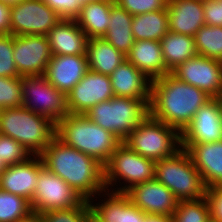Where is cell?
Returning a JSON list of instances; mask_svg holds the SVG:
<instances>
[{
  "instance_id": "cell-1",
  "label": "cell",
  "mask_w": 222,
  "mask_h": 222,
  "mask_svg": "<svg viewBox=\"0 0 222 222\" xmlns=\"http://www.w3.org/2000/svg\"><path fill=\"white\" fill-rule=\"evenodd\" d=\"M210 99L204 91L169 73L152 80L149 115L181 134L198 109Z\"/></svg>"
},
{
  "instance_id": "cell-2",
  "label": "cell",
  "mask_w": 222,
  "mask_h": 222,
  "mask_svg": "<svg viewBox=\"0 0 222 222\" xmlns=\"http://www.w3.org/2000/svg\"><path fill=\"white\" fill-rule=\"evenodd\" d=\"M44 166L63 179L85 200L105 191L104 166L95 158L55 137L40 154Z\"/></svg>"
},
{
  "instance_id": "cell-3",
  "label": "cell",
  "mask_w": 222,
  "mask_h": 222,
  "mask_svg": "<svg viewBox=\"0 0 222 222\" xmlns=\"http://www.w3.org/2000/svg\"><path fill=\"white\" fill-rule=\"evenodd\" d=\"M56 137L64 144L95 158L103 166L122 143L84 114H67L56 123Z\"/></svg>"
},
{
  "instance_id": "cell-4",
  "label": "cell",
  "mask_w": 222,
  "mask_h": 222,
  "mask_svg": "<svg viewBox=\"0 0 222 222\" xmlns=\"http://www.w3.org/2000/svg\"><path fill=\"white\" fill-rule=\"evenodd\" d=\"M0 133L40 155L56 137V123L24 107L0 110Z\"/></svg>"
},
{
  "instance_id": "cell-5",
  "label": "cell",
  "mask_w": 222,
  "mask_h": 222,
  "mask_svg": "<svg viewBox=\"0 0 222 222\" xmlns=\"http://www.w3.org/2000/svg\"><path fill=\"white\" fill-rule=\"evenodd\" d=\"M154 178L171 190L179 201L205 197L206 186L185 148L155 161Z\"/></svg>"
},
{
  "instance_id": "cell-6",
  "label": "cell",
  "mask_w": 222,
  "mask_h": 222,
  "mask_svg": "<svg viewBox=\"0 0 222 222\" xmlns=\"http://www.w3.org/2000/svg\"><path fill=\"white\" fill-rule=\"evenodd\" d=\"M149 104L150 100L114 96L93 106L85 116L123 141L149 115Z\"/></svg>"
},
{
  "instance_id": "cell-7",
  "label": "cell",
  "mask_w": 222,
  "mask_h": 222,
  "mask_svg": "<svg viewBox=\"0 0 222 222\" xmlns=\"http://www.w3.org/2000/svg\"><path fill=\"white\" fill-rule=\"evenodd\" d=\"M122 143L143 157L158 161L172 156L180 149L181 134L170 125L148 115Z\"/></svg>"
},
{
  "instance_id": "cell-8",
  "label": "cell",
  "mask_w": 222,
  "mask_h": 222,
  "mask_svg": "<svg viewBox=\"0 0 222 222\" xmlns=\"http://www.w3.org/2000/svg\"><path fill=\"white\" fill-rule=\"evenodd\" d=\"M155 161L145 158L121 143L104 165V183L106 189L120 177L129 185L115 192L126 193L137 184L154 179ZM117 178V179H116ZM120 189V190H119Z\"/></svg>"
},
{
  "instance_id": "cell-9",
  "label": "cell",
  "mask_w": 222,
  "mask_h": 222,
  "mask_svg": "<svg viewBox=\"0 0 222 222\" xmlns=\"http://www.w3.org/2000/svg\"><path fill=\"white\" fill-rule=\"evenodd\" d=\"M22 92L24 108L54 123L69 114L66 94L56 89L44 75L22 77Z\"/></svg>"
},
{
  "instance_id": "cell-10",
  "label": "cell",
  "mask_w": 222,
  "mask_h": 222,
  "mask_svg": "<svg viewBox=\"0 0 222 222\" xmlns=\"http://www.w3.org/2000/svg\"><path fill=\"white\" fill-rule=\"evenodd\" d=\"M85 199L63 179L45 166L40 170L38 183L31 200V209L37 214L79 206Z\"/></svg>"
},
{
  "instance_id": "cell-11",
  "label": "cell",
  "mask_w": 222,
  "mask_h": 222,
  "mask_svg": "<svg viewBox=\"0 0 222 222\" xmlns=\"http://www.w3.org/2000/svg\"><path fill=\"white\" fill-rule=\"evenodd\" d=\"M61 19L42 0H22L11 6V34L47 35Z\"/></svg>"
},
{
  "instance_id": "cell-12",
  "label": "cell",
  "mask_w": 222,
  "mask_h": 222,
  "mask_svg": "<svg viewBox=\"0 0 222 222\" xmlns=\"http://www.w3.org/2000/svg\"><path fill=\"white\" fill-rule=\"evenodd\" d=\"M176 78L204 91L211 98L222 92V62L197 55L171 72Z\"/></svg>"
},
{
  "instance_id": "cell-13",
  "label": "cell",
  "mask_w": 222,
  "mask_h": 222,
  "mask_svg": "<svg viewBox=\"0 0 222 222\" xmlns=\"http://www.w3.org/2000/svg\"><path fill=\"white\" fill-rule=\"evenodd\" d=\"M51 58L46 35L14 36L13 59L20 77L44 75Z\"/></svg>"
},
{
  "instance_id": "cell-14",
  "label": "cell",
  "mask_w": 222,
  "mask_h": 222,
  "mask_svg": "<svg viewBox=\"0 0 222 222\" xmlns=\"http://www.w3.org/2000/svg\"><path fill=\"white\" fill-rule=\"evenodd\" d=\"M70 114H86L98 103L114 97L110 76L88 70L66 95Z\"/></svg>"
},
{
  "instance_id": "cell-15",
  "label": "cell",
  "mask_w": 222,
  "mask_h": 222,
  "mask_svg": "<svg viewBox=\"0 0 222 222\" xmlns=\"http://www.w3.org/2000/svg\"><path fill=\"white\" fill-rule=\"evenodd\" d=\"M222 140V107L211 98L193 116L181 133V143H212Z\"/></svg>"
},
{
  "instance_id": "cell-16",
  "label": "cell",
  "mask_w": 222,
  "mask_h": 222,
  "mask_svg": "<svg viewBox=\"0 0 222 222\" xmlns=\"http://www.w3.org/2000/svg\"><path fill=\"white\" fill-rule=\"evenodd\" d=\"M130 201L147 215L171 217L179 200L155 178L133 186L126 192Z\"/></svg>"
},
{
  "instance_id": "cell-17",
  "label": "cell",
  "mask_w": 222,
  "mask_h": 222,
  "mask_svg": "<svg viewBox=\"0 0 222 222\" xmlns=\"http://www.w3.org/2000/svg\"><path fill=\"white\" fill-rule=\"evenodd\" d=\"M43 167L40 155L5 167L0 174V189L21 196L31 203Z\"/></svg>"
},
{
  "instance_id": "cell-18",
  "label": "cell",
  "mask_w": 222,
  "mask_h": 222,
  "mask_svg": "<svg viewBox=\"0 0 222 222\" xmlns=\"http://www.w3.org/2000/svg\"><path fill=\"white\" fill-rule=\"evenodd\" d=\"M88 70L87 55H52L44 76L56 89L67 95Z\"/></svg>"
},
{
  "instance_id": "cell-19",
  "label": "cell",
  "mask_w": 222,
  "mask_h": 222,
  "mask_svg": "<svg viewBox=\"0 0 222 222\" xmlns=\"http://www.w3.org/2000/svg\"><path fill=\"white\" fill-rule=\"evenodd\" d=\"M200 172L206 187L222 186V140L212 143H181Z\"/></svg>"
},
{
  "instance_id": "cell-20",
  "label": "cell",
  "mask_w": 222,
  "mask_h": 222,
  "mask_svg": "<svg viewBox=\"0 0 222 222\" xmlns=\"http://www.w3.org/2000/svg\"><path fill=\"white\" fill-rule=\"evenodd\" d=\"M110 79L114 96L151 99L152 80L127 59L111 73Z\"/></svg>"
},
{
  "instance_id": "cell-21",
  "label": "cell",
  "mask_w": 222,
  "mask_h": 222,
  "mask_svg": "<svg viewBox=\"0 0 222 222\" xmlns=\"http://www.w3.org/2000/svg\"><path fill=\"white\" fill-rule=\"evenodd\" d=\"M46 36L52 55H86L88 37L75 19L62 18Z\"/></svg>"
},
{
  "instance_id": "cell-22",
  "label": "cell",
  "mask_w": 222,
  "mask_h": 222,
  "mask_svg": "<svg viewBox=\"0 0 222 222\" xmlns=\"http://www.w3.org/2000/svg\"><path fill=\"white\" fill-rule=\"evenodd\" d=\"M169 31L194 37L205 25L202 0H168Z\"/></svg>"
},
{
  "instance_id": "cell-23",
  "label": "cell",
  "mask_w": 222,
  "mask_h": 222,
  "mask_svg": "<svg viewBox=\"0 0 222 222\" xmlns=\"http://www.w3.org/2000/svg\"><path fill=\"white\" fill-rule=\"evenodd\" d=\"M107 201L100 205L90 202L92 219L95 222H144L147 215L129 199L126 193L111 192Z\"/></svg>"
},
{
  "instance_id": "cell-24",
  "label": "cell",
  "mask_w": 222,
  "mask_h": 222,
  "mask_svg": "<svg viewBox=\"0 0 222 222\" xmlns=\"http://www.w3.org/2000/svg\"><path fill=\"white\" fill-rule=\"evenodd\" d=\"M126 59L151 80L169 74L163 59L160 41H135L126 55Z\"/></svg>"
},
{
  "instance_id": "cell-25",
  "label": "cell",
  "mask_w": 222,
  "mask_h": 222,
  "mask_svg": "<svg viewBox=\"0 0 222 222\" xmlns=\"http://www.w3.org/2000/svg\"><path fill=\"white\" fill-rule=\"evenodd\" d=\"M114 2L115 0H95L81 5L75 20L88 38L103 37L107 32Z\"/></svg>"
},
{
  "instance_id": "cell-26",
  "label": "cell",
  "mask_w": 222,
  "mask_h": 222,
  "mask_svg": "<svg viewBox=\"0 0 222 222\" xmlns=\"http://www.w3.org/2000/svg\"><path fill=\"white\" fill-rule=\"evenodd\" d=\"M89 70L110 76L126 56L103 37L88 38L86 50Z\"/></svg>"
},
{
  "instance_id": "cell-27",
  "label": "cell",
  "mask_w": 222,
  "mask_h": 222,
  "mask_svg": "<svg viewBox=\"0 0 222 222\" xmlns=\"http://www.w3.org/2000/svg\"><path fill=\"white\" fill-rule=\"evenodd\" d=\"M132 19L133 16L128 11L114 2L111 6L109 27L103 35L106 41L125 56L135 43L132 34Z\"/></svg>"
},
{
  "instance_id": "cell-28",
  "label": "cell",
  "mask_w": 222,
  "mask_h": 222,
  "mask_svg": "<svg viewBox=\"0 0 222 222\" xmlns=\"http://www.w3.org/2000/svg\"><path fill=\"white\" fill-rule=\"evenodd\" d=\"M166 69L171 73L181 63L198 55L194 37L169 31L161 40Z\"/></svg>"
},
{
  "instance_id": "cell-29",
  "label": "cell",
  "mask_w": 222,
  "mask_h": 222,
  "mask_svg": "<svg viewBox=\"0 0 222 222\" xmlns=\"http://www.w3.org/2000/svg\"><path fill=\"white\" fill-rule=\"evenodd\" d=\"M168 32L169 21L167 8L133 16L132 34L135 41H160Z\"/></svg>"
},
{
  "instance_id": "cell-30",
  "label": "cell",
  "mask_w": 222,
  "mask_h": 222,
  "mask_svg": "<svg viewBox=\"0 0 222 222\" xmlns=\"http://www.w3.org/2000/svg\"><path fill=\"white\" fill-rule=\"evenodd\" d=\"M194 40L198 55L222 62V26L203 25Z\"/></svg>"
},
{
  "instance_id": "cell-31",
  "label": "cell",
  "mask_w": 222,
  "mask_h": 222,
  "mask_svg": "<svg viewBox=\"0 0 222 222\" xmlns=\"http://www.w3.org/2000/svg\"><path fill=\"white\" fill-rule=\"evenodd\" d=\"M32 212L27 199L0 189V222H19Z\"/></svg>"
},
{
  "instance_id": "cell-32",
  "label": "cell",
  "mask_w": 222,
  "mask_h": 222,
  "mask_svg": "<svg viewBox=\"0 0 222 222\" xmlns=\"http://www.w3.org/2000/svg\"><path fill=\"white\" fill-rule=\"evenodd\" d=\"M172 222H211L209 205L205 197L179 201Z\"/></svg>"
},
{
  "instance_id": "cell-33",
  "label": "cell",
  "mask_w": 222,
  "mask_h": 222,
  "mask_svg": "<svg viewBox=\"0 0 222 222\" xmlns=\"http://www.w3.org/2000/svg\"><path fill=\"white\" fill-rule=\"evenodd\" d=\"M40 215L42 222H91L92 219L90 202L87 200L77 207L52 210Z\"/></svg>"
},
{
  "instance_id": "cell-34",
  "label": "cell",
  "mask_w": 222,
  "mask_h": 222,
  "mask_svg": "<svg viewBox=\"0 0 222 222\" xmlns=\"http://www.w3.org/2000/svg\"><path fill=\"white\" fill-rule=\"evenodd\" d=\"M23 107L22 77L0 76V110Z\"/></svg>"
},
{
  "instance_id": "cell-35",
  "label": "cell",
  "mask_w": 222,
  "mask_h": 222,
  "mask_svg": "<svg viewBox=\"0 0 222 222\" xmlns=\"http://www.w3.org/2000/svg\"><path fill=\"white\" fill-rule=\"evenodd\" d=\"M31 155L19 142L0 133V159L6 166L22 163Z\"/></svg>"
},
{
  "instance_id": "cell-36",
  "label": "cell",
  "mask_w": 222,
  "mask_h": 222,
  "mask_svg": "<svg viewBox=\"0 0 222 222\" xmlns=\"http://www.w3.org/2000/svg\"><path fill=\"white\" fill-rule=\"evenodd\" d=\"M14 36L0 34V76L20 77L13 59Z\"/></svg>"
},
{
  "instance_id": "cell-37",
  "label": "cell",
  "mask_w": 222,
  "mask_h": 222,
  "mask_svg": "<svg viewBox=\"0 0 222 222\" xmlns=\"http://www.w3.org/2000/svg\"><path fill=\"white\" fill-rule=\"evenodd\" d=\"M115 3L134 16L164 10L168 0H115Z\"/></svg>"
},
{
  "instance_id": "cell-38",
  "label": "cell",
  "mask_w": 222,
  "mask_h": 222,
  "mask_svg": "<svg viewBox=\"0 0 222 222\" xmlns=\"http://www.w3.org/2000/svg\"><path fill=\"white\" fill-rule=\"evenodd\" d=\"M53 9L61 18L75 19L81 10L78 0H42Z\"/></svg>"
},
{
  "instance_id": "cell-39",
  "label": "cell",
  "mask_w": 222,
  "mask_h": 222,
  "mask_svg": "<svg viewBox=\"0 0 222 222\" xmlns=\"http://www.w3.org/2000/svg\"><path fill=\"white\" fill-rule=\"evenodd\" d=\"M205 198L209 205L210 221L222 222V186L206 187Z\"/></svg>"
},
{
  "instance_id": "cell-40",
  "label": "cell",
  "mask_w": 222,
  "mask_h": 222,
  "mask_svg": "<svg viewBox=\"0 0 222 222\" xmlns=\"http://www.w3.org/2000/svg\"><path fill=\"white\" fill-rule=\"evenodd\" d=\"M205 25L222 26V0H202Z\"/></svg>"
},
{
  "instance_id": "cell-41",
  "label": "cell",
  "mask_w": 222,
  "mask_h": 222,
  "mask_svg": "<svg viewBox=\"0 0 222 222\" xmlns=\"http://www.w3.org/2000/svg\"><path fill=\"white\" fill-rule=\"evenodd\" d=\"M0 34H11V6L0 1Z\"/></svg>"
},
{
  "instance_id": "cell-42",
  "label": "cell",
  "mask_w": 222,
  "mask_h": 222,
  "mask_svg": "<svg viewBox=\"0 0 222 222\" xmlns=\"http://www.w3.org/2000/svg\"><path fill=\"white\" fill-rule=\"evenodd\" d=\"M144 222H172V217L163 215H146Z\"/></svg>"
},
{
  "instance_id": "cell-43",
  "label": "cell",
  "mask_w": 222,
  "mask_h": 222,
  "mask_svg": "<svg viewBox=\"0 0 222 222\" xmlns=\"http://www.w3.org/2000/svg\"><path fill=\"white\" fill-rule=\"evenodd\" d=\"M19 222H42V219L40 214L32 212L27 218H24Z\"/></svg>"
},
{
  "instance_id": "cell-44",
  "label": "cell",
  "mask_w": 222,
  "mask_h": 222,
  "mask_svg": "<svg viewBox=\"0 0 222 222\" xmlns=\"http://www.w3.org/2000/svg\"><path fill=\"white\" fill-rule=\"evenodd\" d=\"M0 1L6 5L14 6V5L20 3L22 0H0Z\"/></svg>"
},
{
  "instance_id": "cell-45",
  "label": "cell",
  "mask_w": 222,
  "mask_h": 222,
  "mask_svg": "<svg viewBox=\"0 0 222 222\" xmlns=\"http://www.w3.org/2000/svg\"><path fill=\"white\" fill-rule=\"evenodd\" d=\"M5 167L7 166L4 164L3 160L0 159V174L4 171Z\"/></svg>"
},
{
  "instance_id": "cell-46",
  "label": "cell",
  "mask_w": 222,
  "mask_h": 222,
  "mask_svg": "<svg viewBox=\"0 0 222 222\" xmlns=\"http://www.w3.org/2000/svg\"><path fill=\"white\" fill-rule=\"evenodd\" d=\"M81 5L84 4V3H87V2H91V1H95V0H78Z\"/></svg>"
},
{
  "instance_id": "cell-47",
  "label": "cell",
  "mask_w": 222,
  "mask_h": 222,
  "mask_svg": "<svg viewBox=\"0 0 222 222\" xmlns=\"http://www.w3.org/2000/svg\"><path fill=\"white\" fill-rule=\"evenodd\" d=\"M218 99H219V102H220L221 107H222V92L220 93V95H219Z\"/></svg>"
}]
</instances>
